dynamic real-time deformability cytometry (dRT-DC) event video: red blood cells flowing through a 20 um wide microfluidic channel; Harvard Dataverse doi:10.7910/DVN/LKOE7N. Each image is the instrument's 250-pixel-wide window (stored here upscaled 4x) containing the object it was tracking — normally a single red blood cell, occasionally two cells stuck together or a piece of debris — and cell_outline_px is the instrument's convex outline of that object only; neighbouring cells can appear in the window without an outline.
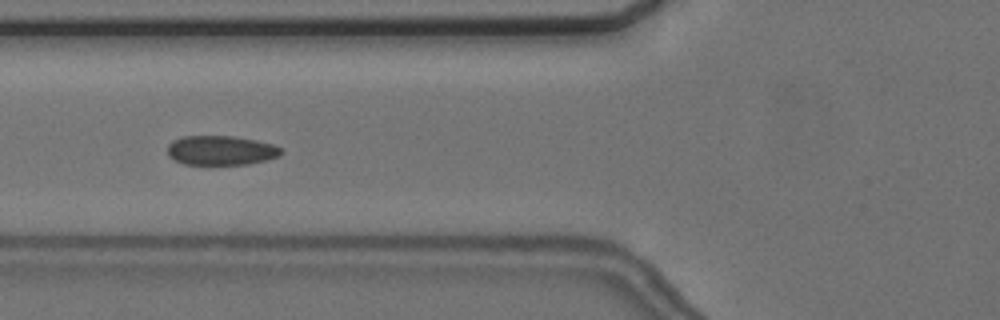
{"species": "common noctule bat (a hibernating species)", "species_latin": "Nyctalus noctula", "temperature_condition": "cold", "stored_images_in_passage": 8, "camera_frame_rate_fps": 3000, "um_per_image_px": 0.085, "animal": {"sex": "female", "body_mass_g": 24.6, "forearm_length_mm": 56.2}, "frame": {"image": 1, "passage_image": 6, "time_ms": 6.0, "image_size_px": [1000, 320], "cell_outline_px": [[284, 152], [280, 156], [268, 160], [248, 164], [184, 164], [168, 156], [168, 144], [172, 140], [184, 136], [232, 136], [256, 140], [272, 144], [280, 148]], "centroid_in_image_um": [18.8, 12.78], "position_along_channel_um": 107.0, "area_um2": 19.54}}
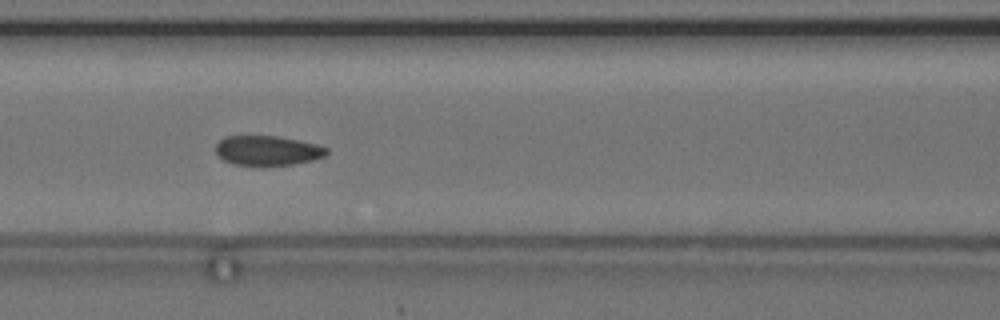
{"frame": {"image": 2, "passage_image": 7, "time_ms": 7.0, "image_size_px": [1000, 320], "cell_outline_px": [[328, 152], [324, 156], [312, 160], [292, 164], [264, 168], [260, 168], [232, 164], [224, 160], [216, 152], [216, 144], [224, 136], [276, 136], [300, 140], [316, 144], [328, 148]], "centroid_in_image_um": [22.72, 12.83], "position_along_channel_um": 143.9, "area_um2": 19.77}}
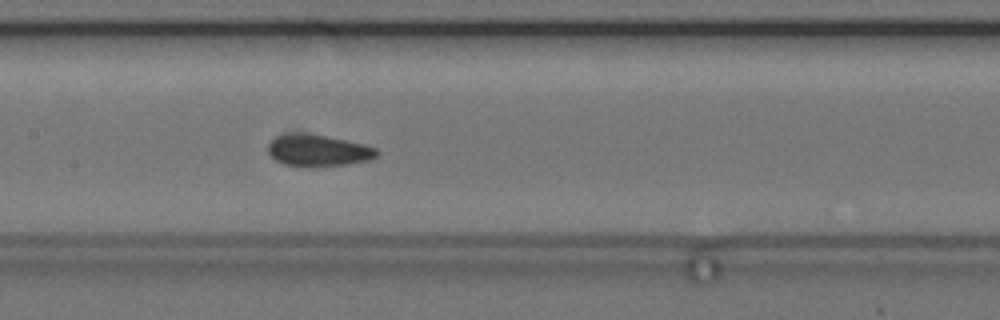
{"frame": {"image": 3, "passage_image": 8, "time_ms": 8.0, "image_size_px": [1000, 320], "cell_outline_px": [[380, 152], [376, 156], [368, 160], [348, 164], [316, 168], [308, 168], [284, 164], [276, 160], [268, 152], [268, 144], [276, 136], [292, 132], [304, 132], [328, 136], [364, 144], [376, 148]], "centroid_in_image_um": [27.03, 12.79], "position_along_channel_um": 180.4, "area_um2": 20.58}}